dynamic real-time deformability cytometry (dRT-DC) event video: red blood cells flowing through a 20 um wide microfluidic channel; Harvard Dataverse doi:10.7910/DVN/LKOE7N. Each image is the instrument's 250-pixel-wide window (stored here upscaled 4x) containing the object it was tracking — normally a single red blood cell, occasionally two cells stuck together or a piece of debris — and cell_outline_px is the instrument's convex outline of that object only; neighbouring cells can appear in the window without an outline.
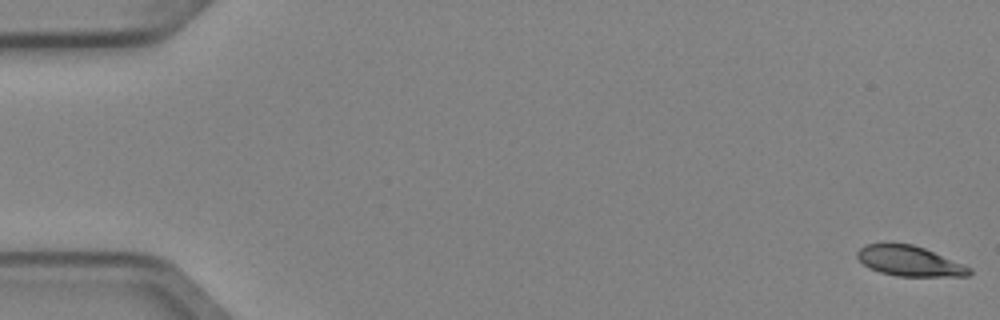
{"species": "Egyptian fruit bat (a non-hibernating species)", "species_latin": "Rousettus aegyptiacus", "temperature_condition": "cold", "stored_images_in_passage": 5, "camera_frame_rate_fps": 3000, "um_per_image_px": 0.085, "animal": {"sex": "female"}, "frame": {"image": 1, "passage_image": 1, "time_ms": 0.0, "image_size_px": [1000, 320], "cell_outline_px": [[972, 272], [968, 276], [896, 276], [880, 272], [868, 268], [856, 256], [856, 252], [864, 244], [912, 244], [924, 248], [972, 268]], "centroid_in_image_um": [77.29, 22.2], "position_along_channel_um": 7.7, "area_um2": 19.54}}
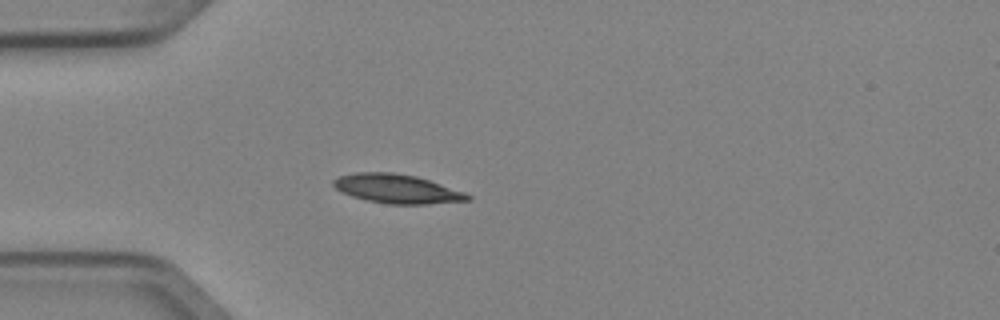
{"frame": {"image": 2, "passage_image": 5, "time_ms": 1.333, "image_size_px": [1000, 320], "cell_outline_px": [[472, 200], [424, 204], [388, 204], [368, 200], [352, 196], [340, 192], [332, 184], [332, 180], [340, 176], [356, 172], [392, 172], [416, 176], [464, 192], [472, 196]], "centroid_in_image_um": [33.72, 16.04], "position_along_channel_um": 51.3, "area_um2": 22.54}}